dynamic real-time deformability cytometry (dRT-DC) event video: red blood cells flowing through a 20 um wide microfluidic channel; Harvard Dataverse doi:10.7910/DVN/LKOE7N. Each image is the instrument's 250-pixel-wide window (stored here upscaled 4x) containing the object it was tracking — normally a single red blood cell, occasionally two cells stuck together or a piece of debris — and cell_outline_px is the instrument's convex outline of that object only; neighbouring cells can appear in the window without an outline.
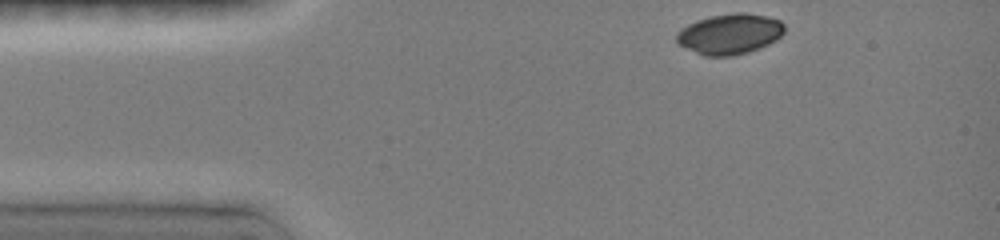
{"species": "common noctule bat (a hibernating species)", "species_latin": "Nyctalus noctula", "temperature_condition": "room temperature", "stored_images_in_passage": 6, "camera_frame_rate_fps": 3000, "um_per_image_px": 0.085, "animal": {"sex": "female", "body_mass_g": 19.0, "forearm_length_mm": 51.5}, "frame": {"image": 1, "passage_image": 1, "time_ms": 0.0, "image_size_px": [1000, 240], "cell_outline_px": [[784, 32], [776, 40], [760, 48], [748, 52], [732, 56], [704, 56], [680, 44], [676, 40], [676, 32], [688, 24], [696, 20], [712, 16], [736, 12], [744, 12], [764, 16], [780, 20], [784, 24]], "centroid_in_image_um": [62.04, 2.88], "position_along_channel_um": 23.0, "area_um2": 25.32}}
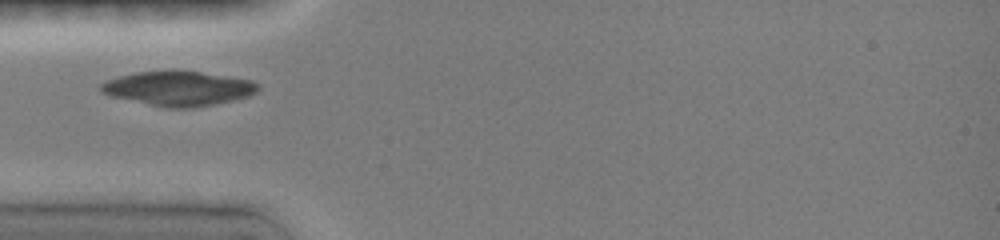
{"frame": {"image": 2, "passage_image": 5, "time_ms": 2.667, "image_size_px": [1000, 240], "cell_outline_px": [[260, 88], [256, 92], [248, 96], [232, 100], [192, 108], [164, 108], [112, 96], [100, 92], [100, 84], [108, 80], [120, 76], [136, 72], [172, 68], [200, 72], [252, 80]], "centroid_in_image_um": [15.13, 7.49], "position_along_channel_um": 69.9, "area_um2": 31.91}}